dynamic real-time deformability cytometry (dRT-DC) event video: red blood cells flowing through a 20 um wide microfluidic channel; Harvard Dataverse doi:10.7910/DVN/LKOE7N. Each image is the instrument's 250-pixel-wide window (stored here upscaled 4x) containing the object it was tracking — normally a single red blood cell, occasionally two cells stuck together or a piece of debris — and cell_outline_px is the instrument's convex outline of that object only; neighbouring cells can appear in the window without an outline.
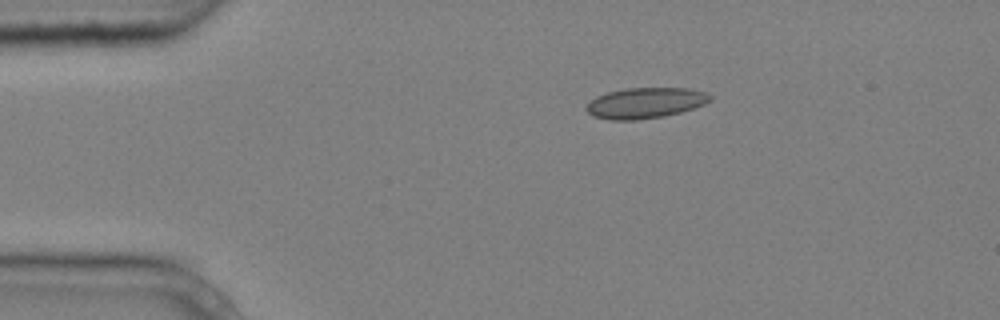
{"species": "common noctule bat (a hibernating species)", "species_latin": "Nyctalus noctula", "temperature_condition": "cold", "stored_images_in_passage": 8, "camera_frame_rate_fps": 3000, "um_per_image_px": 0.085, "animal": {"sex": "male", "body_mass_g": 20.4}, "frame": {"image": 1, "passage_image": 1, "time_ms": 0.0, "image_size_px": [1000, 320], "cell_outline_px": [[712, 100], [704, 104], [680, 112], [664, 116], [636, 120], [608, 120], [592, 116], [584, 108], [596, 96], [608, 92], [624, 88], [688, 88], [708, 92], [712, 96]], "centroid_in_image_um": [54.85, 8.75], "position_along_channel_um": 30.1, "area_um2": 22.25}}
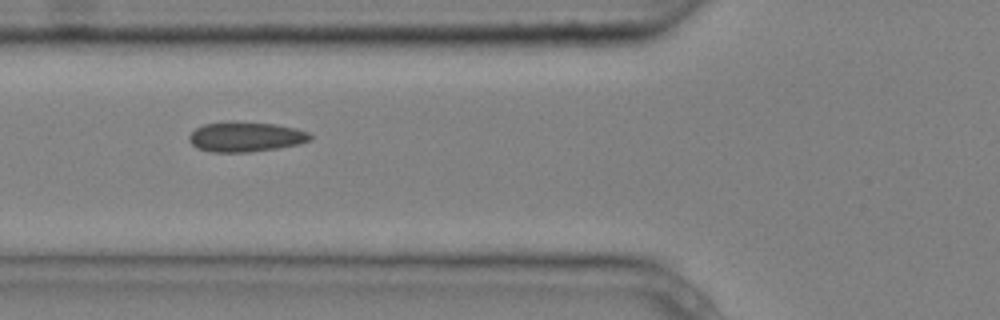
{"frame": {"image": 2, "passage_image": 4, "time_ms": 1.0, "image_size_px": [1000, 320], "cell_outline_px": [[312, 140], [300, 144], [252, 152], [208, 152], [196, 148], [188, 140], [188, 136], [196, 128], [204, 124], [232, 120], [276, 124], [296, 128], [308, 132], [312, 136]], "centroid_in_image_um": [20.87, 11.62], "position_along_channel_um": 104.9, "area_um2": 21.56}}
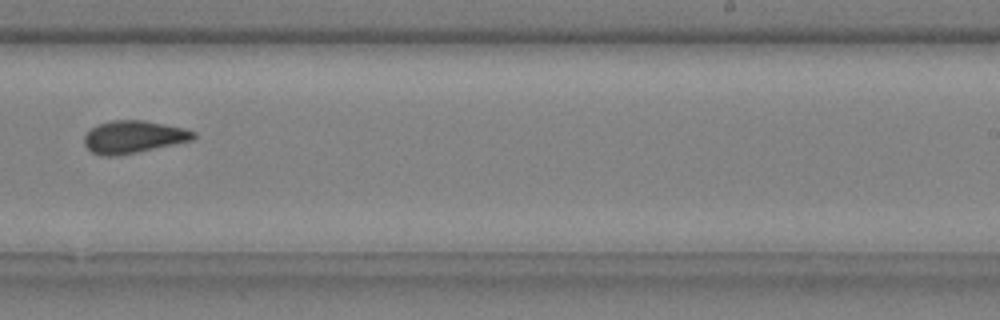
{"frame": {"image": 3, "passage_image": 8, "time_ms": 2.333, "image_size_px": [1000, 320], "cell_outline_px": [[196, 136], [192, 140], [136, 152], [116, 156], [100, 156], [92, 152], [84, 144], [84, 136], [92, 128], [100, 124], [112, 120], [144, 120], [184, 128], [196, 132]], "centroid_in_image_um": [11.33, 11.64], "position_along_channel_um": 277.7, "area_um2": 20.46}}